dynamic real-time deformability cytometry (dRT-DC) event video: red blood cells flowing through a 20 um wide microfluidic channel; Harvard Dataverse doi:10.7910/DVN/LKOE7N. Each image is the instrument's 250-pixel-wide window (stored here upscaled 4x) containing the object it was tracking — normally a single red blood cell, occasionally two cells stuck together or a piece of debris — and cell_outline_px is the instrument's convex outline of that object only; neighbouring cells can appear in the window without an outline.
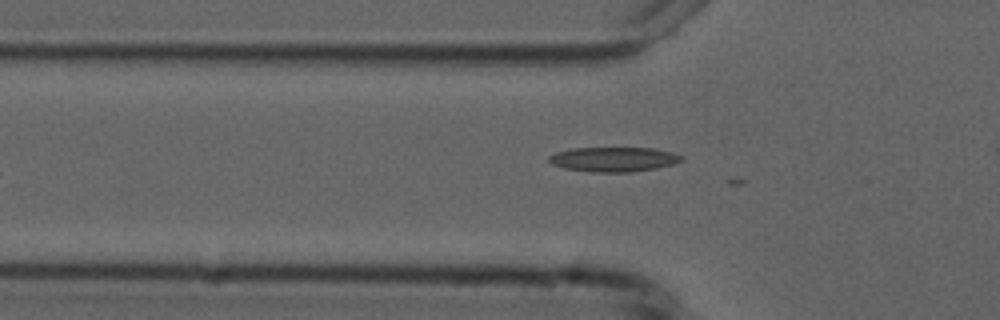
{"species": "common noctule bat (a hibernating species)", "species_latin": "Nyctalus noctula", "temperature_condition": "cold", "stored_images_in_passage": 2, "camera_frame_rate_fps": 3000, "um_per_image_px": 0.085, "animal": {"sex": "male", "forearm_length_mm": 52.5}, "frame": {"image": 1, "passage_image": 2, "time_ms": 1.667, "image_size_px": [1000, 320], "cell_outline_px": [[684, 160], [672, 164], [656, 168], [632, 172], [592, 172], [564, 168], [552, 164], [548, 160], [548, 156], [556, 152], [572, 148], [652, 148], [672, 152], [680, 156]], "centroid_in_image_um": [52.13, 13.54], "position_along_channel_um": 73.7, "area_um2": 18.96}}